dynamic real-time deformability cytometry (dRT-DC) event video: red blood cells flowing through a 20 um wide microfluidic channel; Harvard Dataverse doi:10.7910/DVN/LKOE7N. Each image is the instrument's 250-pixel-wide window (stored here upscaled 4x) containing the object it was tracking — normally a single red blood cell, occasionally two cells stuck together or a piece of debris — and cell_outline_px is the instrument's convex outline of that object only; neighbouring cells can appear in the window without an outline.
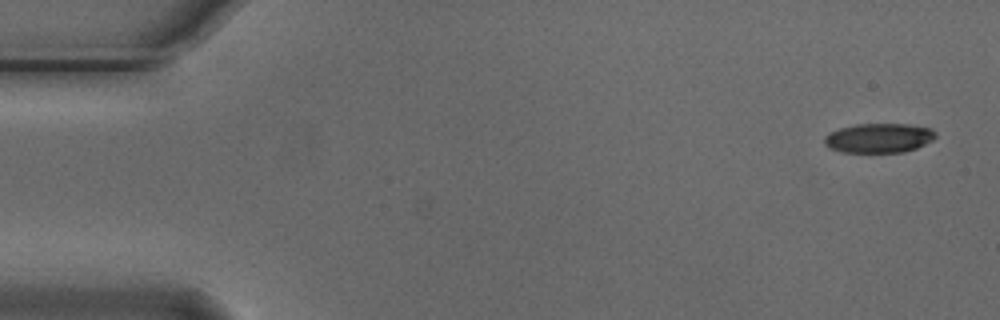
{"species": "Egyptian fruit bat (a non-hibernating species)", "species_latin": "Rousettus aegyptiacus", "temperature_condition": "cold", "stored_images_in_passage": 6, "segment_of_instrument_passage": [1, 2], "camera_frame_rate_fps": 3000, "um_per_image_px": 0.085, "animal": {"sex": "male"}, "frame": {"image": 1, "passage_image": 1, "time_ms": 0.0, "image_size_px": [1000, 320], "cell_outline_px": [[936, 136], [932, 140], [916, 148], [904, 152], [840, 152], [828, 148], [824, 144], [824, 136], [828, 132], [840, 128], [856, 124], [908, 124], [932, 128], [936, 132]], "centroid_in_image_um": [74.67, 11.73], "position_along_channel_um": 10.3, "area_um2": 19.25}}